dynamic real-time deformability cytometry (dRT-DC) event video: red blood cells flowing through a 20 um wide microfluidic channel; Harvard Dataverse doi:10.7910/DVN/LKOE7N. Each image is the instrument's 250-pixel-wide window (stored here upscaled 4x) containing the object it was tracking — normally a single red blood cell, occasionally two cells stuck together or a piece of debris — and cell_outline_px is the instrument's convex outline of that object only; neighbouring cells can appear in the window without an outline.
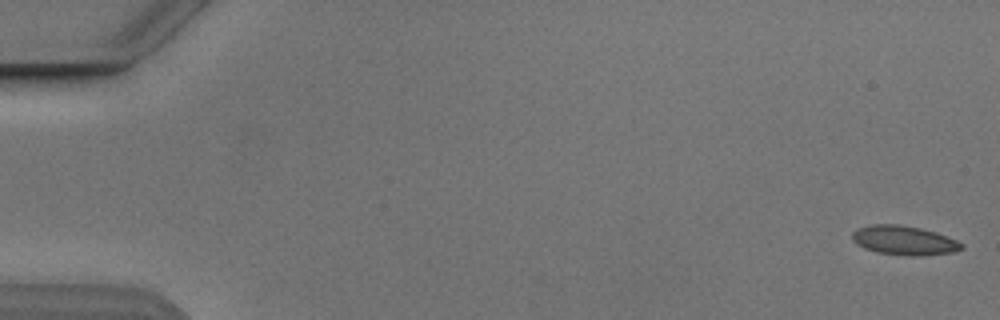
{"species": "Egyptian fruit bat (a non-hibernating species)", "species_latin": "Rousettus aegyptiacus", "temperature_condition": "cold", "stored_images_in_passage": 6, "camera_frame_rate_fps": 3000, "um_per_image_px": 0.085, "animal": {"sex": "male"}, "frame": {"image": 1, "passage_image": 1, "time_ms": 0.0, "image_size_px": [1000, 320], "cell_outline_px": [[964, 248], [952, 252], [920, 256], [912, 256], [876, 252], [864, 248], [856, 244], [852, 240], [852, 232], [856, 228], [872, 224], [900, 224], [920, 228], [936, 232], [956, 240], [964, 244]], "centroid_in_image_um": [76.82, 20.42], "position_along_channel_um": 8.2, "area_um2": 18.73}}
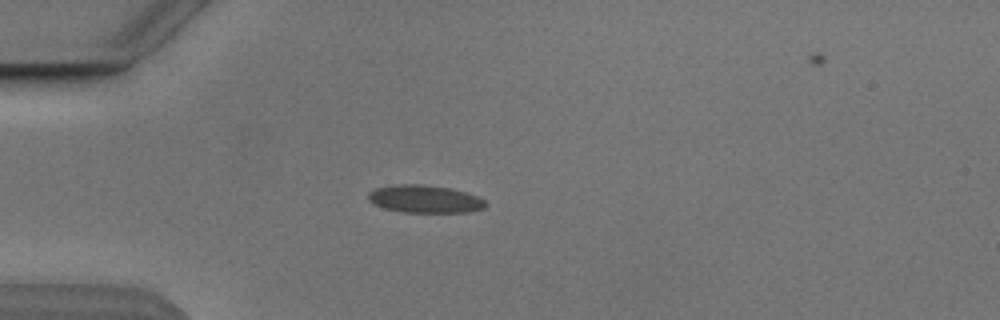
{"frame": {"image": 2, "passage_image": 5, "time_ms": 4.667, "image_size_px": [1000, 320], "cell_outline_px": [[488, 204], [484, 208], [472, 212], [400, 212], [384, 208], [368, 200], [368, 192], [376, 188], [392, 184], [424, 184], [452, 188], [468, 192], [484, 200]], "centroid_in_image_um": [36.13, 16.9], "position_along_channel_um": 48.9, "area_um2": 19.19}}